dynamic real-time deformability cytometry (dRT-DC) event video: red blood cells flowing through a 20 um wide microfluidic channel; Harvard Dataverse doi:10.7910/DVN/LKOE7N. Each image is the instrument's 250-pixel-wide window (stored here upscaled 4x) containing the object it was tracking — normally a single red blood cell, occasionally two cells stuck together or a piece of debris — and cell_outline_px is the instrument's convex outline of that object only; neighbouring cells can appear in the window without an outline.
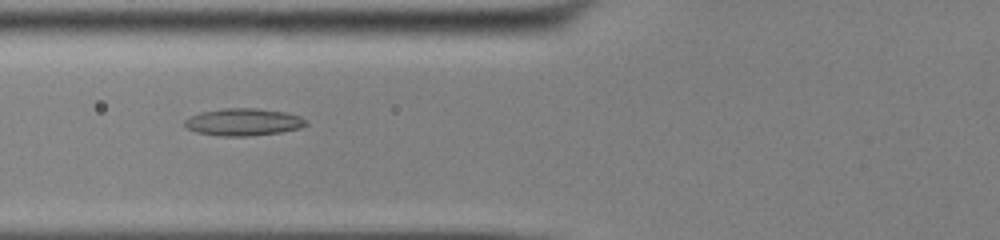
{"species": "common noctule bat (a hibernating species)", "species_latin": "Nyctalus noctula", "temperature_condition": "cold", "stored_images_in_passage": 54, "camera_frame_rate_fps": 3000, "um_per_image_px": 0.085, "animal": {"sex": "male", "body_mass_g": 13.0, "forearm_length_mm": 53.1}, "frame": {"image": 1, "passage_image": 23, "time_ms": 7.333, "image_size_px": [1000, 240], "cell_outline_px": [[308, 124], [300, 128], [280, 132], [252, 136], [220, 136], [196, 132], [188, 128], [184, 124], [184, 120], [200, 112], [224, 108], [256, 108], [284, 112], [300, 116], [308, 120]], "centroid_in_image_um": [20.71, 10.37], "position_along_channel_um": 105.1, "area_um2": 19.31}}
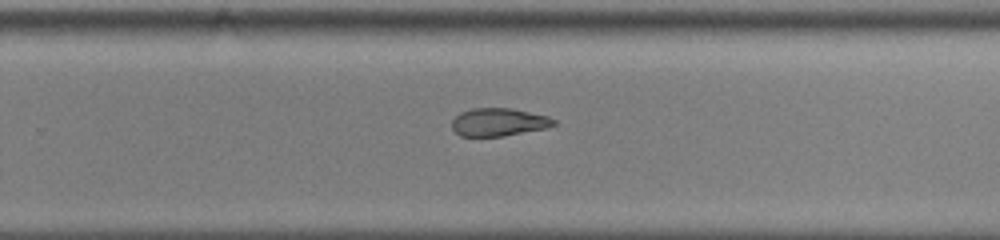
{"frame": {"image": 2, "passage_image": 37, "time_ms": 12.0, "image_size_px": [1000, 240], "cell_outline_px": [[556, 124], [548, 128], [504, 136], [460, 136], [452, 128], [452, 120], [460, 112], [472, 108], [512, 108], [548, 116], [556, 120]], "centroid_in_image_um": [42.4, 10.38], "position_along_channel_um": 287.4, "area_um2": 16.7}}
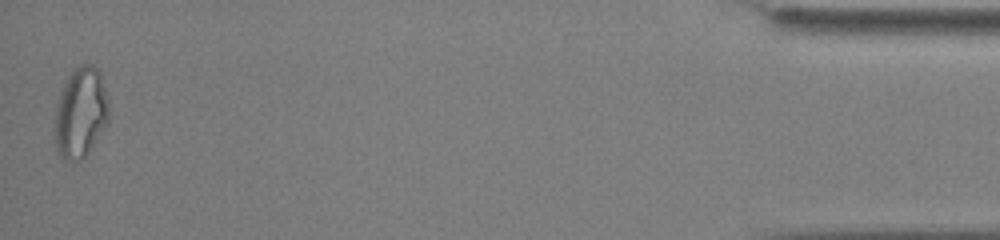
{"frame": {"image": 3, "passage_image": 54, "time_ms": 17.667, "image_size_px": [1000, 240], "cell_outline_px": [[108, 124], [88, 152], [80, 160], [68, 160], [60, 156], [56, 148], [56, 104], [60, 92], [72, 68], [80, 64], [92, 64], [100, 72], [108, 100]], "centroid_in_image_um": [6.87, 9.54], "position_along_channel_um": 428.3, "area_um2": 28.32}, "authors_computed_cell_mechanics": {"area_um2": 19.8543, "velocity_mm_per_s": 3.9139, "shape_relaxation_time_tau1_ms": null, "shape_relaxation_time_tau2_ms": 4.992, "deformation_change_tau1": null, "deformation_change_tau2": 0.1363}}